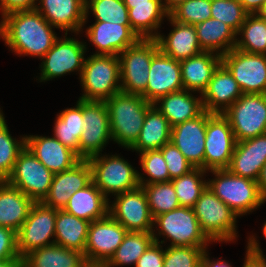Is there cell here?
Listing matches in <instances>:
<instances>
[{
    "label": "cell",
    "mask_w": 266,
    "mask_h": 267,
    "mask_svg": "<svg viewBox=\"0 0 266 267\" xmlns=\"http://www.w3.org/2000/svg\"><path fill=\"white\" fill-rule=\"evenodd\" d=\"M89 224L84 219L56 209L54 243L84 253Z\"/></svg>",
    "instance_id": "33"
},
{
    "label": "cell",
    "mask_w": 266,
    "mask_h": 267,
    "mask_svg": "<svg viewBox=\"0 0 266 267\" xmlns=\"http://www.w3.org/2000/svg\"><path fill=\"white\" fill-rule=\"evenodd\" d=\"M248 14H257L266 0H239Z\"/></svg>",
    "instance_id": "52"
},
{
    "label": "cell",
    "mask_w": 266,
    "mask_h": 267,
    "mask_svg": "<svg viewBox=\"0 0 266 267\" xmlns=\"http://www.w3.org/2000/svg\"><path fill=\"white\" fill-rule=\"evenodd\" d=\"M258 188L262 198L266 201V163L261 168L259 177L257 179Z\"/></svg>",
    "instance_id": "53"
},
{
    "label": "cell",
    "mask_w": 266,
    "mask_h": 267,
    "mask_svg": "<svg viewBox=\"0 0 266 267\" xmlns=\"http://www.w3.org/2000/svg\"><path fill=\"white\" fill-rule=\"evenodd\" d=\"M160 150L167 165L170 181L194 169L179 149L171 142L166 143Z\"/></svg>",
    "instance_id": "47"
},
{
    "label": "cell",
    "mask_w": 266,
    "mask_h": 267,
    "mask_svg": "<svg viewBox=\"0 0 266 267\" xmlns=\"http://www.w3.org/2000/svg\"><path fill=\"white\" fill-rule=\"evenodd\" d=\"M243 39L236 41L235 48L247 53L266 55V20L256 14H248L238 34Z\"/></svg>",
    "instance_id": "38"
},
{
    "label": "cell",
    "mask_w": 266,
    "mask_h": 267,
    "mask_svg": "<svg viewBox=\"0 0 266 267\" xmlns=\"http://www.w3.org/2000/svg\"><path fill=\"white\" fill-rule=\"evenodd\" d=\"M25 137L17 142L9 134L8 127L0 112V181H6L11 174L19 153L25 148Z\"/></svg>",
    "instance_id": "41"
},
{
    "label": "cell",
    "mask_w": 266,
    "mask_h": 267,
    "mask_svg": "<svg viewBox=\"0 0 266 267\" xmlns=\"http://www.w3.org/2000/svg\"><path fill=\"white\" fill-rule=\"evenodd\" d=\"M161 2L162 1H150V4L132 5V8L128 9L131 29L139 38H156V35L150 32L159 27L164 15H169L164 9V3Z\"/></svg>",
    "instance_id": "36"
},
{
    "label": "cell",
    "mask_w": 266,
    "mask_h": 267,
    "mask_svg": "<svg viewBox=\"0 0 266 267\" xmlns=\"http://www.w3.org/2000/svg\"><path fill=\"white\" fill-rule=\"evenodd\" d=\"M85 45L75 39L65 38L56 40L52 48L42 57V80H49L80 69V76L84 66Z\"/></svg>",
    "instance_id": "19"
},
{
    "label": "cell",
    "mask_w": 266,
    "mask_h": 267,
    "mask_svg": "<svg viewBox=\"0 0 266 267\" xmlns=\"http://www.w3.org/2000/svg\"><path fill=\"white\" fill-rule=\"evenodd\" d=\"M212 113L204 110L199 116L171 128L174 144L194 168L204 169L207 120Z\"/></svg>",
    "instance_id": "17"
},
{
    "label": "cell",
    "mask_w": 266,
    "mask_h": 267,
    "mask_svg": "<svg viewBox=\"0 0 266 267\" xmlns=\"http://www.w3.org/2000/svg\"><path fill=\"white\" fill-rule=\"evenodd\" d=\"M92 170V182L106 197L108 193L134 190L140 187L139 173L118 156L100 157L99 154L87 159Z\"/></svg>",
    "instance_id": "9"
},
{
    "label": "cell",
    "mask_w": 266,
    "mask_h": 267,
    "mask_svg": "<svg viewBox=\"0 0 266 267\" xmlns=\"http://www.w3.org/2000/svg\"><path fill=\"white\" fill-rule=\"evenodd\" d=\"M183 89L160 97L154 104L161 102L157 108L168 120L171 127L199 116L203 111L202 100L194 98Z\"/></svg>",
    "instance_id": "32"
},
{
    "label": "cell",
    "mask_w": 266,
    "mask_h": 267,
    "mask_svg": "<svg viewBox=\"0 0 266 267\" xmlns=\"http://www.w3.org/2000/svg\"><path fill=\"white\" fill-rule=\"evenodd\" d=\"M84 101L105 102L121 91L119 56L91 55L84 61L81 74ZM118 84V85H117Z\"/></svg>",
    "instance_id": "3"
},
{
    "label": "cell",
    "mask_w": 266,
    "mask_h": 267,
    "mask_svg": "<svg viewBox=\"0 0 266 267\" xmlns=\"http://www.w3.org/2000/svg\"><path fill=\"white\" fill-rule=\"evenodd\" d=\"M243 94H266V55L247 53L233 48L222 56Z\"/></svg>",
    "instance_id": "11"
},
{
    "label": "cell",
    "mask_w": 266,
    "mask_h": 267,
    "mask_svg": "<svg viewBox=\"0 0 266 267\" xmlns=\"http://www.w3.org/2000/svg\"><path fill=\"white\" fill-rule=\"evenodd\" d=\"M83 132L79 139L80 158L98 155L111 139L110 120L105 102L82 100Z\"/></svg>",
    "instance_id": "15"
},
{
    "label": "cell",
    "mask_w": 266,
    "mask_h": 267,
    "mask_svg": "<svg viewBox=\"0 0 266 267\" xmlns=\"http://www.w3.org/2000/svg\"><path fill=\"white\" fill-rule=\"evenodd\" d=\"M171 128L167 118L153 104L147 110L139 137L130 149L141 153L162 148L171 141Z\"/></svg>",
    "instance_id": "31"
},
{
    "label": "cell",
    "mask_w": 266,
    "mask_h": 267,
    "mask_svg": "<svg viewBox=\"0 0 266 267\" xmlns=\"http://www.w3.org/2000/svg\"><path fill=\"white\" fill-rule=\"evenodd\" d=\"M87 267H104V266H99V265H88Z\"/></svg>",
    "instance_id": "60"
},
{
    "label": "cell",
    "mask_w": 266,
    "mask_h": 267,
    "mask_svg": "<svg viewBox=\"0 0 266 267\" xmlns=\"http://www.w3.org/2000/svg\"><path fill=\"white\" fill-rule=\"evenodd\" d=\"M128 9L132 8V5L150 4V1H162V0H123Z\"/></svg>",
    "instance_id": "56"
},
{
    "label": "cell",
    "mask_w": 266,
    "mask_h": 267,
    "mask_svg": "<svg viewBox=\"0 0 266 267\" xmlns=\"http://www.w3.org/2000/svg\"><path fill=\"white\" fill-rule=\"evenodd\" d=\"M242 94L232 74L221 63L209 81L207 89L202 93L203 108L212 114H223Z\"/></svg>",
    "instance_id": "24"
},
{
    "label": "cell",
    "mask_w": 266,
    "mask_h": 267,
    "mask_svg": "<svg viewBox=\"0 0 266 267\" xmlns=\"http://www.w3.org/2000/svg\"><path fill=\"white\" fill-rule=\"evenodd\" d=\"M105 104L108 108L111 137L122 146L131 148L139 137L147 110L153 105L141 95L116 93Z\"/></svg>",
    "instance_id": "2"
},
{
    "label": "cell",
    "mask_w": 266,
    "mask_h": 267,
    "mask_svg": "<svg viewBox=\"0 0 266 267\" xmlns=\"http://www.w3.org/2000/svg\"><path fill=\"white\" fill-rule=\"evenodd\" d=\"M3 17L0 35L18 54L42 58L58 39L52 25L36 9L15 11Z\"/></svg>",
    "instance_id": "1"
},
{
    "label": "cell",
    "mask_w": 266,
    "mask_h": 267,
    "mask_svg": "<svg viewBox=\"0 0 266 267\" xmlns=\"http://www.w3.org/2000/svg\"><path fill=\"white\" fill-rule=\"evenodd\" d=\"M140 186L146 194L149 210L153 219L160 214L180 207L171 181Z\"/></svg>",
    "instance_id": "39"
},
{
    "label": "cell",
    "mask_w": 266,
    "mask_h": 267,
    "mask_svg": "<svg viewBox=\"0 0 266 267\" xmlns=\"http://www.w3.org/2000/svg\"><path fill=\"white\" fill-rule=\"evenodd\" d=\"M263 234H264L265 237H266V223L264 224V227H263Z\"/></svg>",
    "instance_id": "59"
},
{
    "label": "cell",
    "mask_w": 266,
    "mask_h": 267,
    "mask_svg": "<svg viewBox=\"0 0 266 267\" xmlns=\"http://www.w3.org/2000/svg\"><path fill=\"white\" fill-rule=\"evenodd\" d=\"M40 1L42 8L36 5L35 9L40 12L52 26L65 30V35H67L68 30L79 32L83 23H85V0Z\"/></svg>",
    "instance_id": "25"
},
{
    "label": "cell",
    "mask_w": 266,
    "mask_h": 267,
    "mask_svg": "<svg viewBox=\"0 0 266 267\" xmlns=\"http://www.w3.org/2000/svg\"><path fill=\"white\" fill-rule=\"evenodd\" d=\"M206 250L203 251V257H202V267H231L227 262H224L223 260L216 261H210L206 256L207 252Z\"/></svg>",
    "instance_id": "54"
},
{
    "label": "cell",
    "mask_w": 266,
    "mask_h": 267,
    "mask_svg": "<svg viewBox=\"0 0 266 267\" xmlns=\"http://www.w3.org/2000/svg\"><path fill=\"white\" fill-rule=\"evenodd\" d=\"M82 100L79 99L75 108H69L58 115L54 137L66 147L72 149L80 157L79 139L83 132Z\"/></svg>",
    "instance_id": "35"
},
{
    "label": "cell",
    "mask_w": 266,
    "mask_h": 267,
    "mask_svg": "<svg viewBox=\"0 0 266 267\" xmlns=\"http://www.w3.org/2000/svg\"><path fill=\"white\" fill-rule=\"evenodd\" d=\"M186 0H166V5L164 4V9L170 13L175 7H177L180 3Z\"/></svg>",
    "instance_id": "55"
},
{
    "label": "cell",
    "mask_w": 266,
    "mask_h": 267,
    "mask_svg": "<svg viewBox=\"0 0 266 267\" xmlns=\"http://www.w3.org/2000/svg\"><path fill=\"white\" fill-rule=\"evenodd\" d=\"M140 162L144 172L150 176L149 181L146 180L147 183H145L139 174L140 185L170 181L167 165L160 149L146 150L141 152Z\"/></svg>",
    "instance_id": "46"
},
{
    "label": "cell",
    "mask_w": 266,
    "mask_h": 267,
    "mask_svg": "<svg viewBox=\"0 0 266 267\" xmlns=\"http://www.w3.org/2000/svg\"><path fill=\"white\" fill-rule=\"evenodd\" d=\"M212 172L217 178L207 182V186L237 215L247 213L264 203L257 181L233 175L227 169Z\"/></svg>",
    "instance_id": "5"
},
{
    "label": "cell",
    "mask_w": 266,
    "mask_h": 267,
    "mask_svg": "<svg viewBox=\"0 0 266 267\" xmlns=\"http://www.w3.org/2000/svg\"><path fill=\"white\" fill-rule=\"evenodd\" d=\"M163 235L171 238V246L205 247L211 241L202 231L193 208L180 206L153 219ZM206 244V245H205Z\"/></svg>",
    "instance_id": "12"
},
{
    "label": "cell",
    "mask_w": 266,
    "mask_h": 267,
    "mask_svg": "<svg viewBox=\"0 0 266 267\" xmlns=\"http://www.w3.org/2000/svg\"><path fill=\"white\" fill-rule=\"evenodd\" d=\"M205 247L170 246L164 251L163 267H202Z\"/></svg>",
    "instance_id": "45"
},
{
    "label": "cell",
    "mask_w": 266,
    "mask_h": 267,
    "mask_svg": "<svg viewBox=\"0 0 266 267\" xmlns=\"http://www.w3.org/2000/svg\"><path fill=\"white\" fill-rule=\"evenodd\" d=\"M85 255L76 250L52 244L30 251L22 258L21 267H87Z\"/></svg>",
    "instance_id": "29"
},
{
    "label": "cell",
    "mask_w": 266,
    "mask_h": 267,
    "mask_svg": "<svg viewBox=\"0 0 266 267\" xmlns=\"http://www.w3.org/2000/svg\"><path fill=\"white\" fill-rule=\"evenodd\" d=\"M183 90L179 61L159 50L151 60L146 87V101L155 103L160 97Z\"/></svg>",
    "instance_id": "18"
},
{
    "label": "cell",
    "mask_w": 266,
    "mask_h": 267,
    "mask_svg": "<svg viewBox=\"0 0 266 267\" xmlns=\"http://www.w3.org/2000/svg\"><path fill=\"white\" fill-rule=\"evenodd\" d=\"M92 182L88 160H81L69 170L55 173L51 187L42 203L53 209L63 210L70 196Z\"/></svg>",
    "instance_id": "20"
},
{
    "label": "cell",
    "mask_w": 266,
    "mask_h": 267,
    "mask_svg": "<svg viewBox=\"0 0 266 267\" xmlns=\"http://www.w3.org/2000/svg\"><path fill=\"white\" fill-rule=\"evenodd\" d=\"M235 145L229 120L223 114H213L206 125L204 170L227 169Z\"/></svg>",
    "instance_id": "14"
},
{
    "label": "cell",
    "mask_w": 266,
    "mask_h": 267,
    "mask_svg": "<svg viewBox=\"0 0 266 267\" xmlns=\"http://www.w3.org/2000/svg\"><path fill=\"white\" fill-rule=\"evenodd\" d=\"M212 53L202 52L179 61L183 89L200 91L201 95L207 89L215 70L222 63V56L218 53L214 56Z\"/></svg>",
    "instance_id": "27"
},
{
    "label": "cell",
    "mask_w": 266,
    "mask_h": 267,
    "mask_svg": "<svg viewBox=\"0 0 266 267\" xmlns=\"http://www.w3.org/2000/svg\"><path fill=\"white\" fill-rule=\"evenodd\" d=\"M154 242L138 259L135 267H163L164 251L160 249L159 241L153 232Z\"/></svg>",
    "instance_id": "49"
},
{
    "label": "cell",
    "mask_w": 266,
    "mask_h": 267,
    "mask_svg": "<svg viewBox=\"0 0 266 267\" xmlns=\"http://www.w3.org/2000/svg\"><path fill=\"white\" fill-rule=\"evenodd\" d=\"M26 147L51 172L59 173L74 167L82 159L55 137H25Z\"/></svg>",
    "instance_id": "21"
},
{
    "label": "cell",
    "mask_w": 266,
    "mask_h": 267,
    "mask_svg": "<svg viewBox=\"0 0 266 267\" xmlns=\"http://www.w3.org/2000/svg\"><path fill=\"white\" fill-rule=\"evenodd\" d=\"M200 227L210 240L231 241L235 238L238 216L207 186L193 207Z\"/></svg>",
    "instance_id": "6"
},
{
    "label": "cell",
    "mask_w": 266,
    "mask_h": 267,
    "mask_svg": "<svg viewBox=\"0 0 266 267\" xmlns=\"http://www.w3.org/2000/svg\"><path fill=\"white\" fill-rule=\"evenodd\" d=\"M169 15L177 22L195 26L211 18V0H186Z\"/></svg>",
    "instance_id": "43"
},
{
    "label": "cell",
    "mask_w": 266,
    "mask_h": 267,
    "mask_svg": "<svg viewBox=\"0 0 266 267\" xmlns=\"http://www.w3.org/2000/svg\"><path fill=\"white\" fill-rule=\"evenodd\" d=\"M56 209L35 202L23 225L17 232V249L22 259L30 251L55 244L49 243L55 236Z\"/></svg>",
    "instance_id": "13"
},
{
    "label": "cell",
    "mask_w": 266,
    "mask_h": 267,
    "mask_svg": "<svg viewBox=\"0 0 266 267\" xmlns=\"http://www.w3.org/2000/svg\"><path fill=\"white\" fill-rule=\"evenodd\" d=\"M2 16L15 11L33 10L35 9V0H0ZM35 5V6H34Z\"/></svg>",
    "instance_id": "51"
},
{
    "label": "cell",
    "mask_w": 266,
    "mask_h": 267,
    "mask_svg": "<svg viewBox=\"0 0 266 267\" xmlns=\"http://www.w3.org/2000/svg\"><path fill=\"white\" fill-rule=\"evenodd\" d=\"M0 261H22L17 249V232L1 226Z\"/></svg>",
    "instance_id": "48"
},
{
    "label": "cell",
    "mask_w": 266,
    "mask_h": 267,
    "mask_svg": "<svg viewBox=\"0 0 266 267\" xmlns=\"http://www.w3.org/2000/svg\"><path fill=\"white\" fill-rule=\"evenodd\" d=\"M154 242L153 232H127L122 243L104 267L136 265L138 259Z\"/></svg>",
    "instance_id": "37"
},
{
    "label": "cell",
    "mask_w": 266,
    "mask_h": 267,
    "mask_svg": "<svg viewBox=\"0 0 266 267\" xmlns=\"http://www.w3.org/2000/svg\"><path fill=\"white\" fill-rule=\"evenodd\" d=\"M116 196V202L108 207V213L117 222L128 232H153V217L141 186Z\"/></svg>",
    "instance_id": "16"
},
{
    "label": "cell",
    "mask_w": 266,
    "mask_h": 267,
    "mask_svg": "<svg viewBox=\"0 0 266 267\" xmlns=\"http://www.w3.org/2000/svg\"><path fill=\"white\" fill-rule=\"evenodd\" d=\"M22 261H0V267H21Z\"/></svg>",
    "instance_id": "57"
},
{
    "label": "cell",
    "mask_w": 266,
    "mask_h": 267,
    "mask_svg": "<svg viewBox=\"0 0 266 267\" xmlns=\"http://www.w3.org/2000/svg\"><path fill=\"white\" fill-rule=\"evenodd\" d=\"M127 230L109 213L89 224L85 258L89 265L104 266L122 243Z\"/></svg>",
    "instance_id": "10"
},
{
    "label": "cell",
    "mask_w": 266,
    "mask_h": 267,
    "mask_svg": "<svg viewBox=\"0 0 266 267\" xmlns=\"http://www.w3.org/2000/svg\"><path fill=\"white\" fill-rule=\"evenodd\" d=\"M168 17L175 26L168 38L164 39L163 36L155 33L159 49L164 54L181 61L204 52L199 44L194 25L177 22L170 15Z\"/></svg>",
    "instance_id": "26"
},
{
    "label": "cell",
    "mask_w": 266,
    "mask_h": 267,
    "mask_svg": "<svg viewBox=\"0 0 266 267\" xmlns=\"http://www.w3.org/2000/svg\"><path fill=\"white\" fill-rule=\"evenodd\" d=\"M34 203L18 188L0 181V226L18 232Z\"/></svg>",
    "instance_id": "28"
},
{
    "label": "cell",
    "mask_w": 266,
    "mask_h": 267,
    "mask_svg": "<svg viewBox=\"0 0 266 267\" xmlns=\"http://www.w3.org/2000/svg\"><path fill=\"white\" fill-rule=\"evenodd\" d=\"M90 41L100 50L97 55H113L123 52L134 45L140 38L131 29V25H120L96 21L87 29Z\"/></svg>",
    "instance_id": "23"
},
{
    "label": "cell",
    "mask_w": 266,
    "mask_h": 267,
    "mask_svg": "<svg viewBox=\"0 0 266 267\" xmlns=\"http://www.w3.org/2000/svg\"><path fill=\"white\" fill-rule=\"evenodd\" d=\"M90 1V2H89ZM85 0V17L91 7L96 21L131 25L128 8L123 0Z\"/></svg>",
    "instance_id": "42"
},
{
    "label": "cell",
    "mask_w": 266,
    "mask_h": 267,
    "mask_svg": "<svg viewBox=\"0 0 266 267\" xmlns=\"http://www.w3.org/2000/svg\"><path fill=\"white\" fill-rule=\"evenodd\" d=\"M256 15L266 20V2L262 5L261 9L257 12Z\"/></svg>",
    "instance_id": "58"
},
{
    "label": "cell",
    "mask_w": 266,
    "mask_h": 267,
    "mask_svg": "<svg viewBox=\"0 0 266 267\" xmlns=\"http://www.w3.org/2000/svg\"><path fill=\"white\" fill-rule=\"evenodd\" d=\"M223 115L229 120L236 142L266 133V94H242Z\"/></svg>",
    "instance_id": "7"
},
{
    "label": "cell",
    "mask_w": 266,
    "mask_h": 267,
    "mask_svg": "<svg viewBox=\"0 0 266 267\" xmlns=\"http://www.w3.org/2000/svg\"><path fill=\"white\" fill-rule=\"evenodd\" d=\"M155 38L139 39L120 53L121 91L141 95L146 100V87L152 57L159 51Z\"/></svg>",
    "instance_id": "4"
},
{
    "label": "cell",
    "mask_w": 266,
    "mask_h": 267,
    "mask_svg": "<svg viewBox=\"0 0 266 267\" xmlns=\"http://www.w3.org/2000/svg\"><path fill=\"white\" fill-rule=\"evenodd\" d=\"M204 172L206 171L202 168H194L189 173L171 180L180 206L194 207L207 187V182L200 179Z\"/></svg>",
    "instance_id": "40"
},
{
    "label": "cell",
    "mask_w": 266,
    "mask_h": 267,
    "mask_svg": "<svg viewBox=\"0 0 266 267\" xmlns=\"http://www.w3.org/2000/svg\"><path fill=\"white\" fill-rule=\"evenodd\" d=\"M53 177L54 173L25 146L19 153L6 182L21 190L34 202H42L49 192Z\"/></svg>",
    "instance_id": "8"
},
{
    "label": "cell",
    "mask_w": 266,
    "mask_h": 267,
    "mask_svg": "<svg viewBox=\"0 0 266 267\" xmlns=\"http://www.w3.org/2000/svg\"><path fill=\"white\" fill-rule=\"evenodd\" d=\"M247 248L246 261L243 267H266V260L254 238L249 239Z\"/></svg>",
    "instance_id": "50"
},
{
    "label": "cell",
    "mask_w": 266,
    "mask_h": 267,
    "mask_svg": "<svg viewBox=\"0 0 266 267\" xmlns=\"http://www.w3.org/2000/svg\"><path fill=\"white\" fill-rule=\"evenodd\" d=\"M197 37L201 49L204 52H215L222 49L220 56L228 53L236 46V33L219 19L209 18L202 23L195 25Z\"/></svg>",
    "instance_id": "34"
},
{
    "label": "cell",
    "mask_w": 266,
    "mask_h": 267,
    "mask_svg": "<svg viewBox=\"0 0 266 267\" xmlns=\"http://www.w3.org/2000/svg\"><path fill=\"white\" fill-rule=\"evenodd\" d=\"M266 163V133L236 142L227 170L233 175L257 181Z\"/></svg>",
    "instance_id": "22"
},
{
    "label": "cell",
    "mask_w": 266,
    "mask_h": 267,
    "mask_svg": "<svg viewBox=\"0 0 266 267\" xmlns=\"http://www.w3.org/2000/svg\"><path fill=\"white\" fill-rule=\"evenodd\" d=\"M108 199L91 182L70 196L64 211L88 222L104 218L108 214Z\"/></svg>",
    "instance_id": "30"
},
{
    "label": "cell",
    "mask_w": 266,
    "mask_h": 267,
    "mask_svg": "<svg viewBox=\"0 0 266 267\" xmlns=\"http://www.w3.org/2000/svg\"><path fill=\"white\" fill-rule=\"evenodd\" d=\"M247 15L239 0H211V18L226 23L236 34Z\"/></svg>",
    "instance_id": "44"
}]
</instances>
